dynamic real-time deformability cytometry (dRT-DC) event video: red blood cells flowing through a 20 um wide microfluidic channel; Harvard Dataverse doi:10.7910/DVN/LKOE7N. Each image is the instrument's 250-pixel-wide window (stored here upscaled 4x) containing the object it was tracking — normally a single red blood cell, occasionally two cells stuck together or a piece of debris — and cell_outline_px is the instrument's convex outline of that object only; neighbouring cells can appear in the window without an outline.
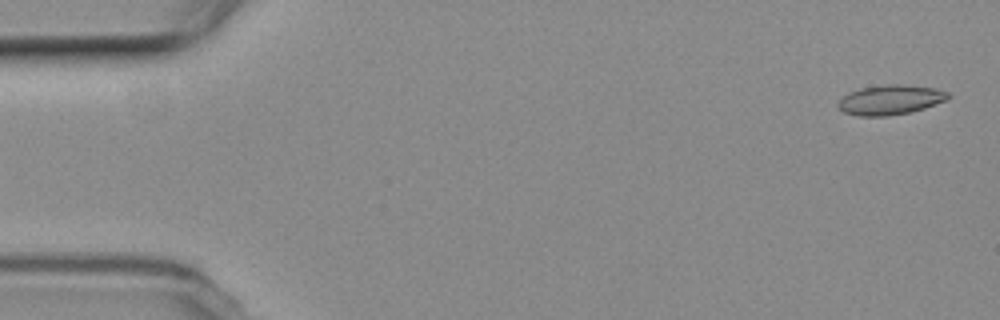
{"species": "common noctule bat (a hibernating species)", "species_latin": "Nyctalus noctula", "temperature_condition": "room temperature", "stored_images_in_passage": 5, "segment_of_instrument_passage": [2, 2], "camera_frame_rate_fps": 3000, "um_per_image_px": 0.085, "animal": {"sex": "female", "body_mass_g": 19.3, "forearm_length_mm": 54.1}, "frame": {"image": 1, "passage_image": 5, "time_ms": 4.667, "image_size_px": [1000, 320], "cell_outline_px": [[952, 96], [948, 100], [912, 112], [888, 116], [860, 116], [844, 112], [836, 104], [848, 92], [860, 88], [884, 84], [900, 84], [936, 88], [948, 92]], "centroid_in_image_um": [75.71, 8.48], "position_along_channel_um": 9.3, "area_um2": 19.25}}